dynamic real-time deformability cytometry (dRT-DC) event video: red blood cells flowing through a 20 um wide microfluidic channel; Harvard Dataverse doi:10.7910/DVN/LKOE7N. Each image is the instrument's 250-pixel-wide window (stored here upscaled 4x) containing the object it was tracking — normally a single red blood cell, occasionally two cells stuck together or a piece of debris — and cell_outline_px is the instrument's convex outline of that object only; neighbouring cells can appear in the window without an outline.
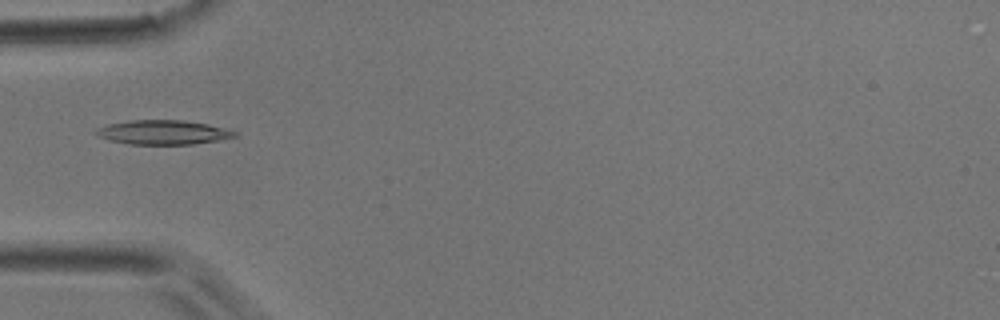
{"species": "common noctule bat (a hibernating species)", "species_latin": "Nyctalus noctula", "temperature_condition": "room temperature", "stored_images_in_passage": 5, "camera_frame_rate_fps": 3000, "um_per_image_px": 0.085, "animal": {"sex": "male", "body_mass_g": 17.9}, "frame": {"image": 1, "passage_image": 4, "time_ms": 1.0, "image_size_px": [1000, 320], "cell_outline_px": [[240, 136], [192, 144], [132, 144], [112, 140], [100, 136], [92, 132], [96, 128], [108, 124], [128, 120], [184, 120], [208, 124], [228, 128], [240, 132]], "centroid_in_image_um": [13.93, 11.23], "position_along_channel_um": 71.1, "area_um2": 19.71}}
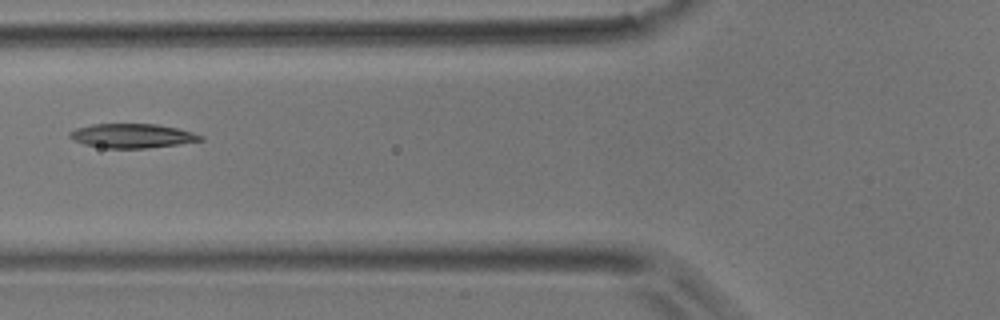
{"frame": {"image": 2, "passage_image": 5, "time_ms": 1.333, "image_size_px": [1000, 320], "cell_outline_px": [[204, 140], [148, 148], [108, 148], [84, 144], [72, 140], [68, 136], [68, 132], [76, 128], [92, 124], [156, 124], [176, 128], [192, 132], [204, 136]], "centroid_in_image_um": [11.2, 11.54], "position_along_channel_um": 114.6, "area_um2": 18.38}}